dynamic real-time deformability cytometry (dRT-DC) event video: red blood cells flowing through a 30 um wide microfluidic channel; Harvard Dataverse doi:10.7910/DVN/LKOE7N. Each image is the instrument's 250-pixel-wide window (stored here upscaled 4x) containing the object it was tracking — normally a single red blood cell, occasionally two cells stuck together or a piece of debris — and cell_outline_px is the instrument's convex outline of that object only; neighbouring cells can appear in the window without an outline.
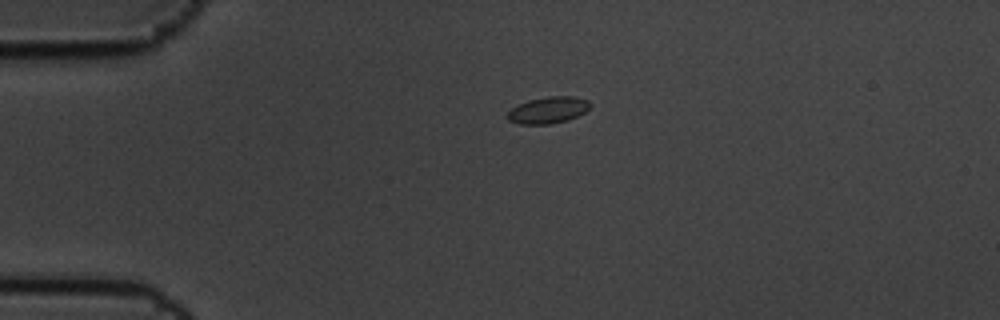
{"species": "common noctule bat (a hibernating species)", "species_latin": "Nyctalus noctula", "temperature_condition": "cold", "stored_images_in_passage": 2, "camera_frame_rate_fps": 3000, "um_per_image_px": 0.085, "animal": {"sex": "male", "body_mass_g": 19.5, "forearm_length_mm": 54.6}, "frame": {"image": 1, "passage_image": 1, "time_ms": 0.0, "image_size_px": [1000, 320], "cell_outline_px": [[592, 104], [584, 112], [568, 120], [548, 124], [520, 124], [508, 120], [508, 112], [512, 108], [528, 100], [548, 96], [576, 96], [588, 100]], "centroid_in_image_um": [46.61, 9.35], "position_along_channel_um": 38.4, "area_um2": 12.72}}